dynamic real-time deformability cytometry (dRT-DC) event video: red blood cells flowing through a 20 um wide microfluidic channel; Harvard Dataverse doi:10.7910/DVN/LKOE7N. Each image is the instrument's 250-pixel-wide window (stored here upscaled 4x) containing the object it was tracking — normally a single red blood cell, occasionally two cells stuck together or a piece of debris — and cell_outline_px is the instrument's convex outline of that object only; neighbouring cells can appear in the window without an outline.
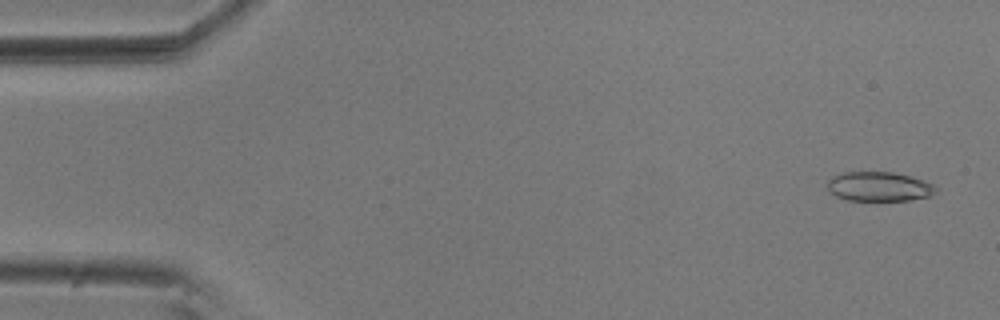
{"species": "common noctule bat (a hibernating species)", "species_latin": "Nyctalus noctula", "temperature_condition": "room temperature", "stored_images_in_passage": 55, "camera_frame_rate_fps": 3000, "um_per_image_px": 0.085, "animal": {"sex": "male", "body_mass_g": 20.5, "forearm_length_mm": 52.5}, "frame": {"image": 1, "passage_image": 2, "time_ms": 0.333, "image_size_px": [1000, 320], "cell_outline_px": [[936, 192], [932, 196], [908, 200], [848, 200], [836, 196], [828, 192], [828, 180], [832, 176], [840, 172], [892, 172], [924, 180], [932, 184], [936, 188]], "centroid_in_image_um": [74.69, 15.85], "position_along_channel_um": 10.3, "area_um2": 18.61}}
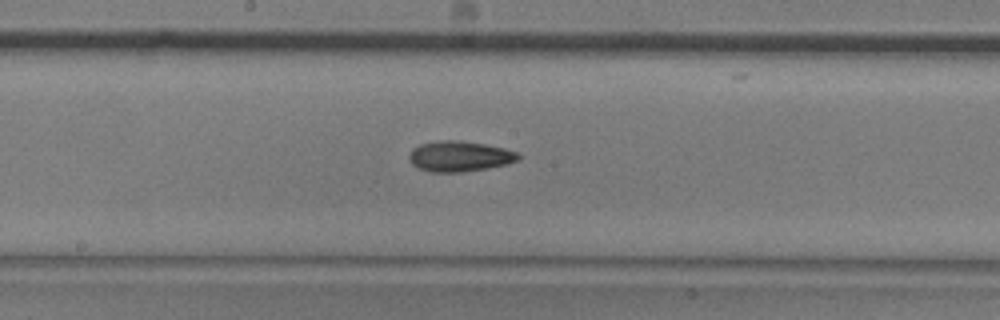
{"frame": {"image": 2, "passage_image": 28, "time_ms": 9.0, "image_size_px": [1000, 320], "cell_outline_px": [[520, 160], [508, 164], [460, 172], [432, 172], [420, 168], [412, 164], [408, 160], [408, 156], [412, 148], [420, 144], [440, 140], [460, 140], [484, 144], [504, 148], [520, 152]], "centroid_in_image_um": [39.07, 13.27], "position_along_channel_um": 209.1, "area_um2": 19.48}}
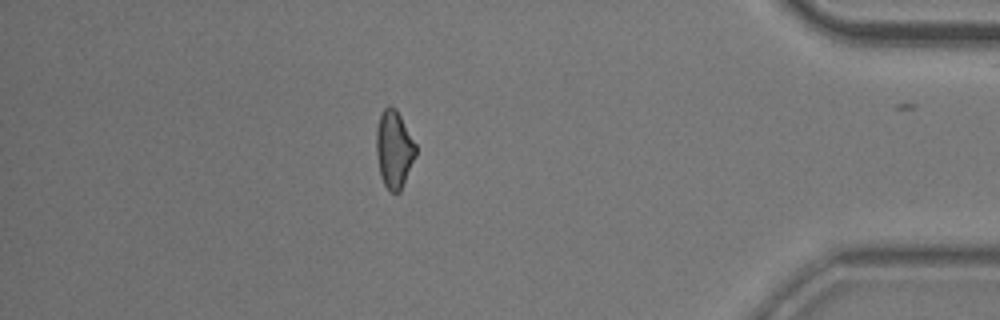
{"frame": {"image": 3, "passage_image": 47, "time_ms": 15.333, "image_size_px": [1000, 320], "cell_outline_px": [[416, 156], [400, 192], [388, 192], [380, 176], [376, 152], [376, 132], [380, 116], [384, 108], [388, 104], [396, 108], [416, 144]], "centroid_in_image_um": [33.49, 12.7], "position_along_channel_um": 401.7, "area_um2": 17.92}, "authors_computed_cell_mechanics": {"area_um2": 18.5538, "velocity_mm_per_s": 3.6971, "shape_relaxation_time_tau1_ms": 9.7926, "shape_relaxation_time_tau2_ms": 8.7974, "deformation_change_tau1": 0.171, "deformation_change_tau2": 0.18}}